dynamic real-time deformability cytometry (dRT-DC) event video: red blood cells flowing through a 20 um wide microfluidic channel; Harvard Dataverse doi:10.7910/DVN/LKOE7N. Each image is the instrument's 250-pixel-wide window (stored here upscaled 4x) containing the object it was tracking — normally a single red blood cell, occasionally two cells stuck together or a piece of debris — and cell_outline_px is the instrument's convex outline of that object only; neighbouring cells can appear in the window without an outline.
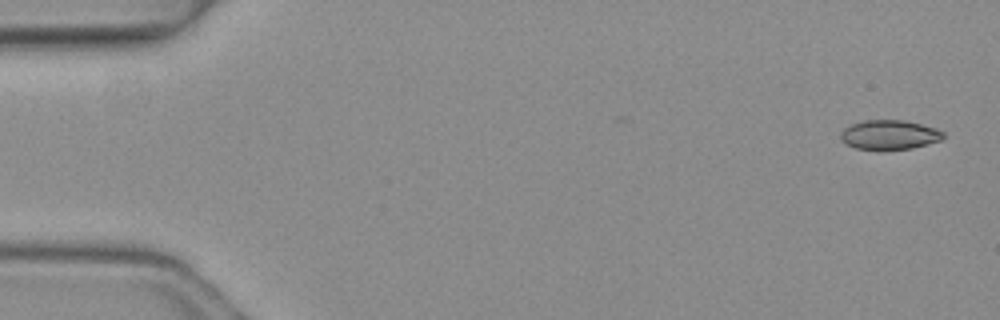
{"species": "common noctule bat (a hibernating species)", "species_latin": "Nyctalus noctula", "temperature_condition": "warm", "stored_images_in_passage": 4, "camera_frame_rate_fps": 3000, "um_per_image_px": 0.085, "animal": {"sex": "female", "body_mass_g": 19.3, "forearm_length_mm": 54.1}, "frame": {"image": 1, "passage_image": 1, "time_ms": 0.0, "image_size_px": [1000, 320], "cell_outline_px": [[944, 136], [940, 140], [912, 148], [856, 148], [840, 140], [840, 132], [844, 128], [852, 124], [864, 120], [904, 120], [936, 128], [944, 132]], "centroid_in_image_um": [75.59, 11.43], "position_along_channel_um": 9.4, "area_um2": 17.17}}
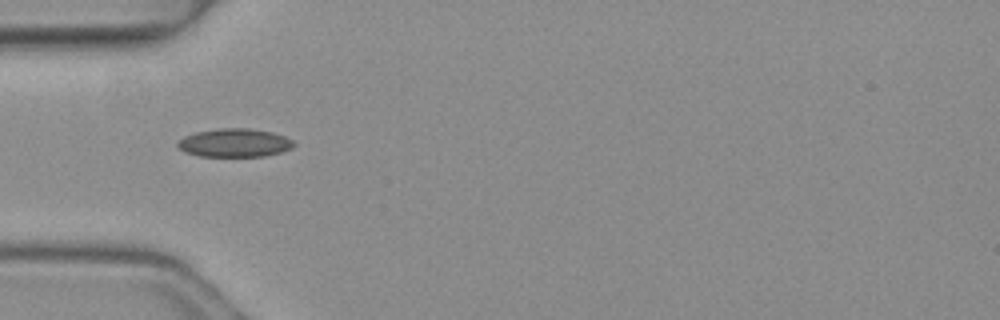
{"frame": {"image": 2, "passage_image": 4, "time_ms": 1.0, "image_size_px": [1000, 320], "cell_outline_px": [[296, 144], [292, 148], [280, 152], [264, 156], [200, 156], [184, 152], [176, 144], [184, 136], [196, 132], [220, 128], [248, 128], [272, 132], [284, 136], [292, 140]], "centroid_in_image_um": [19.94, 12.14], "position_along_channel_um": 65.1, "area_um2": 19.13}}